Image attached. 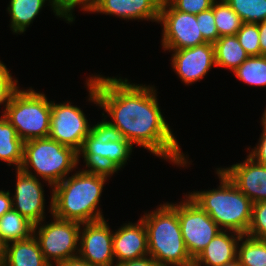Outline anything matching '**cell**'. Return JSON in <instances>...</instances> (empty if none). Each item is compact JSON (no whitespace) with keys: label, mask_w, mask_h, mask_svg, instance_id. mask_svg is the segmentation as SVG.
<instances>
[{"label":"cell","mask_w":266,"mask_h":266,"mask_svg":"<svg viewBox=\"0 0 266 266\" xmlns=\"http://www.w3.org/2000/svg\"><path fill=\"white\" fill-rule=\"evenodd\" d=\"M88 101L94 102L107 115L132 145L149 150L178 167L190 165L178 140L165 120L155 86L130 83L128 79L91 75L86 81Z\"/></svg>","instance_id":"obj_1"},{"label":"cell","mask_w":266,"mask_h":266,"mask_svg":"<svg viewBox=\"0 0 266 266\" xmlns=\"http://www.w3.org/2000/svg\"><path fill=\"white\" fill-rule=\"evenodd\" d=\"M113 173L81 169L52 187L49 212L57 218L88 223L104 219L98 206L105 182Z\"/></svg>","instance_id":"obj_2"},{"label":"cell","mask_w":266,"mask_h":266,"mask_svg":"<svg viewBox=\"0 0 266 266\" xmlns=\"http://www.w3.org/2000/svg\"><path fill=\"white\" fill-rule=\"evenodd\" d=\"M219 187L187 194L224 231L245 235L252 218V201L245 196L228 176L216 168Z\"/></svg>","instance_id":"obj_3"},{"label":"cell","mask_w":266,"mask_h":266,"mask_svg":"<svg viewBox=\"0 0 266 266\" xmlns=\"http://www.w3.org/2000/svg\"><path fill=\"white\" fill-rule=\"evenodd\" d=\"M146 230L148 255L160 266H193L182 233L177 211L165 202L141 216Z\"/></svg>","instance_id":"obj_4"},{"label":"cell","mask_w":266,"mask_h":266,"mask_svg":"<svg viewBox=\"0 0 266 266\" xmlns=\"http://www.w3.org/2000/svg\"><path fill=\"white\" fill-rule=\"evenodd\" d=\"M77 167L78 153L50 137L31 139L23 144V161L20 169L40 177L51 186V189Z\"/></svg>","instance_id":"obj_5"},{"label":"cell","mask_w":266,"mask_h":266,"mask_svg":"<svg viewBox=\"0 0 266 266\" xmlns=\"http://www.w3.org/2000/svg\"><path fill=\"white\" fill-rule=\"evenodd\" d=\"M133 145L123 138L121 131L112 126L106 118L92 125L78 153L84 158L86 168L109 171L113 174L127 164Z\"/></svg>","instance_id":"obj_6"},{"label":"cell","mask_w":266,"mask_h":266,"mask_svg":"<svg viewBox=\"0 0 266 266\" xmlns=\"http://www.w3.org/2000/svg\"><path fill=\"white\" fill-rule=\"evenodd\" d=\"M50 115L51 101L32 87L23 90L19 87L3 114L24 142L49 137Z\"/></svg>","instance_id":"obj_7"},{"label":"cell","mask_w":266,"mask_h":266,"mask_svg":"<svg viewBox=\"0 0 266 266\" xmlns=\"http://www.w3.org/2000/svg\"><path fill=\"white\" fill-rule=\"evenodd\" d=\"M49 224L41 221L34 225L36 237L45 260L51 265L78 256L81 223L64 220L52 215ZM44 223V224H42Z\"/></svg>","instance_id":"obj_8"},{"label":"cell","mask_w":266,"mask_h":266,"mask_svg":"<svg viewBox=\"0 0 266 266\" xmlns=\"http://www.w3.org/2000/svg\"><path fill=\"white\" fill-rule=\"evenodd\" d=\"M185 200L169 204L177 211L181 233L190 256L195 259L209 242L222 231L187 194Z\"/></svg>","instance_id":"obj_9"},{"label":"cell","mask_w":266,"mask_h":266,"mask_svg":"<svg viewBox=\"0 0 266 266\" xmlns=\"http://www.w3.org/2000/svg\"><path fill=\"white\" fill-rule=\"evenodd\" d=\"M159 23L163 27L161 45L164 51L207 43L200 32L196 15L176 10L167 0H162Z\"/></svg>","instance_id":"obj_10"},{"label":"cell","mask_w":266,"mask_h":266,"mask_svg":"<svg viewBox=\"0 0 266 266\" xmlns=\"http://www.w3.org/2000/svg\"><path fill=\"white\" fill-rule=\"evenodd\" d=\"M71 104L70 101L60 104L51 101L49 137L78 152L92 125L83 110Z\"/></svg>","instance_id":"obj_11"},{"label":"cell","mask_w":266,"mask_h":266,"mask_svg":"<svg viewBox=\"0 0 266 266\" xmlns=\"http://www.w3.org/2000/svg\"><path fill=\"white\" fill-rule=\"evenodd\" d=\"M81 225L78 256L94 266H115L113 231L106 219Z\"/></svg>","instance_id":"obj_12"},{"label":"cell","mask_w":266,"mask_h":266,"mask_svg":"<svg viewBox=\"0 0 266 266\" xmlns=\"http://www.w3.org/2000/svg\"><path fill=\"white\" fill-rule=\"evenodd\" d=\"M15 193L12 209L18 211L33 225L45 221V195L40 178L16 169Z\"/></svg>","instance_id":"obj_13"},{"label":"cell","mask_w":266,"mask_h":266,"mask_svg":"<svg viewBox=\"0 0 266 266\" xmlns=\"http://www.w3.org/2000/svg\"><path fill=\"white\" fill-rule=\"evenodd\" d=\"M173 52L171 66L185 85L201 81L216 66L214 46L204 43L191 48L169 50Z\"/></svg>","instance_id":"obj_14"},{"label":"cell","mask_w":266,"mask_h":266,"mask_svg":"<svg viewBox=\"0 0 266 266\" xmlns=\"http://www.w3.org/2000/svg\"><path fill=\"white\" fill-rule=\"evenodd\" d=\"M246 157L241 163L219 169L253 204L266 201V166L256 162L249 155Z\"/></svg>","instance_id":"obj_15"},{"label":"cell","mask_w":266,"mask_h":266,"mask_svg":"<svg viewBox=\"0 0 266 266\" xmlns=\"http://www.w3.org/2000/svg\"><path fill=\"white\" fill-rule=\"evenodd\" d=\"M123 225V226H122ZM113 231V252L116 264L148 255L147 230L140 218L136 223H123Z\"/></svg>","instance_id":"obj_16"},{"label":"cell","mask_w":266,"mask_h":266,"mask_svg":"<svg viewBox=\"0 0 266 266\" xmlns=\"http://www.w3.org/2000/svg\"><path fill=\"white\" fill-rule=\"evenodd\" d=\"M162 0H96L91 13L159 22Z\"/></svg>","instance_id":"obj_17"},{"label":"cell","mask_w":266,"mask_h":266,"mask_svg":"<svg viewBox=\"0 0 266 266\" xmlns=\"http://www.w3.org/2000/svg\"><path fill=\"white\" fill-rule=\"evenodd\" d=\"M241 236L233 231H220L194 259L193 266H222L236 260Z\"/></svg>","instance_id":"obj_18"},{"label":"cell","mask_w":266,"mask_h":266,"mask_svg":"<svg viewBox=\"0 0 266 266\" xmlns=\"http://www.w3.org/2000/svg\"><path fill=\"white\" fill-rule=\"evenodd\" d=\"M4 266H51L34 235L6 244Z\"/></svg>","instance_id":"obj_19"},{"label":"cell","mask_w":266,"mask_h":266,"mask_svg":"<svg viewBox=\"0 0 266 266\" xmlns=\"http://www.w3.org/2000/svg\"><path fill=\"white\" fill-rule=\"evenodd\" d=\"M46 1L50 0H10L7 13L10 16V28L13 34H22L39 15Z\"/></svg>","instance_id":"obj_20"},{"label":"cell","mask_w":266,"mask_h":266,"mask_svg":"<svg viewBox=\"0 0 266 266\" xmlns=\"http://www.w3.org/2000/svg\"><path fill=\"white\" fill-rule=\"evenodd\" d=\"M213 46L217 68L222 67L233 72L249 57L236 35L219 37Z\"/></svg>","instance_id":"obj_21"},{"label":"cell","mask_w":266,"mask_h":266,"mask_svg":"<svg viewBox=\"0 0 266 266\" xmlns=\"http://www.w3.org/2000/svg\"><path fill=\"white\" fill-rule=\"evenodd\" d=\"M24 141L18 137L16 129L8 120L0 116V160L20 169L23 161Z\"/></svg>","instance_id":"obj_22"},{"label":"cell","mask_w":266,"mask_h":266,"mask_svg":"<svg viewBox=\"0 0 266 266\" xmlns=\"http://www.w3.org/2000/svg\"><path fill=\"white\" fill-rule=\"evenodd\" d=\"M33 227L18 211L11 209L0 217V239L5 244L27 239L33 235Z\"/></svg>","instance_id":"obj_23"},{"label":"cell","mask_w":266,"mask_h":266,"mask_svg":"<svg viewBox=\"0 0 266 266\" xmlns=\"http://www.w3.org/2000/svg\"><path fill=\"white\" fill-rule=\"evenodd\" d=\"M239 242L237 259L241 266H266V239H257L245 234Z\"/></svg>","instance_id":"obj_24"},{"label":"cell","mask_w":266,"mask_h":266,"mask_svg":"<svg viewBox=\"0 0 266 266\" xmlns=\"http://www.w3.org/2000/svg\"><path fill=\"white\" fill-rule=\"evenodd\" d=\"M233 74L243 83L266 87V56H249Z\"/></svg>","instance_id":"obj_25"},{"label":"cell","mask_w":266,"mask_h":266,"mask_svg":"<svg viewBox=\"0 0 266 266\" xmlns=\"http://www.w3.org/2000/svg\"><path fill=\"white\" fill-rule=\"evenodd\" d=\"M215 24L220 37L236 35L243 22L239 15L225 0H216L213 3Z\"/></svg>","instance_id":"obj_26"},{"label":"cell","mask_w":266,"mask_h":266,"mask_svg":"<svg viewBox=\"0 0 266 266\" xmlns=\"http://www.w3.org/2000/svg\"><path fill=\"white\" fill-rule=\"evenodd\" d=\"M243 23L257 24L266 20V0H225Z\"/></svg>","instance_id":"obj_27"},{"label":"cell","mask_w":266,"mask_h":266,"mask_svg":"<svg viewBox=\"0 0 266 266\" xmlns=\"http://www.w3.org/2000/svg\"><path fill=\"white\" fill-rule=\"evenodd\" d=\"M51 6L55 16L65 19L67 23L75 21L73 10L76 7H81V10L91 13L96 4V0H50Z\"/></svg>","instance_id":"obj_28"},{"label":"cell","mask_w":266,"mask_h":266,"mask_svg":"<svg viewBox=\"0 0 266 266\" xmlns=\"http://www.w3.org/2000/svg\"><path fill=\"white\" fill-rule=\"evenodd\" d=\"M236 37L249 56L260 55L258 24L243 23Z\"/></svg>","instance_id":"obj_29"},{"label":"cell","mask_w":266,"mask_h":266,"mask_svg":"<svg viewBox=\"0 0 266 266\" xmlns=\"http://www.w3.org/2000/svg\"><path fill=\"white\" fill-rule=\"evenodd\" d=\"M246 235L257 239H266V201L252 205V218Z\"/></svg>","instance_id":"obj_30"},{"label":"cell","mask_w":266,"mask_h":266,"mask_svg":"<svg viewBox=\"0 0 266 266\" xmlns=\"http://www.w3.org/2000/svg\"><path fill=\"white\" fill-rule=\"evenodd\" d=\"M18 88V80L13 78L6 65L0 61V105L4 107L2 115L9 105L12 95Z\"/></svg>","instance_id":"obj_31"},{"label":"cell","mask_w":266,"mask_h":266,"mask_svg":"<svg viewBox=\"0 0 266 266\" xmlns=\"http://www.w3.org/2000/svg\"><path fill=\"white\" fill-rule=\"evenodd\" d=\"M199 22L200 32L207 43L214 44L220 37L215 24L213 5L210 9L200 12L196 15Z\"/></svg>","instance_id":"obj_32"},{"label":"cell","mask_w":266,"mask_h":266,"mask_svg":"<svg viewBox=\"0 0 266 266\" xmlns=\"http://www.w3.org/2000/svg\"><path fill=\"white\" fill-rule=\"evenodd\" d=\"M176 10L183 13L199 14L212 7L216 0H167Z\"/></svg>","instance_id":"obj_33"},{"label":"cell","mask_w":266,"mask_h":266,"mask_svg":"<svg viewBox=\"0 0 266 266\" xmlns=\"http://www.w3.org/2000/svg\"><path fill=\"white\" fill-rule=\"evenodd\" d=\"M261 123L263 131L259 138L258 144H256L254 149L252 148L248 155L256 162L266 166V123H263L262 121Z\"/></svg>","instance_id":"obj_34"},{"label":"cell","mask_w":266,"mask_h":266,"mask_svg":"<svg viewBox=\"0 0 266 266\" xmlns=\"http://www.w3.org/2000/svg\"><path fill=\"white\" fill-rule=\"evenodd\" d=\"M115 266H160L151 256L147 255L138 259L124 261Z\"/></svg>","instance_id":"obj_35"},{"label":"cell","mask_w":266,"mask_h":266,"mask_svg":"<svg viewBox=\"0 0 266 266\" xmlns=\"http://www.w3.org/2000/svg\"><path fill=\"white\" fill-rule=\"evenodd\" d=\"M12 209V197L10 191L0 190V217Z\"/></svg>","instance_id":"obj_36"},{"label":"cell","mask_w":266,"mask_h":266,"mask_svg":"<svg viewBox=\"0 0 266 266\" xmlns=\"http://www.w3.org/2000/svg\"><path fill=\"white\" fill-rule=\"evenodd\" d=\"M257 24L259 29L260 55L266 56V20Z\"/></svg>","instance_id":"obj_37"},{"label":"cell","mask_w":266,"mask_h":266,"mask_svg":"<svg viewBox=\"0 0 266 266\" xmlns=\"http://www.w3.org/2000/svg\"><path fill=\"white\" fill-rule=\"evenodd\" d=\"M56 266H94V265L86 262L85 260H83L79 256H76V257L64 260V261L58 263Z\"/></svg>","instance_id":"obj_38"},{"label":"cell","mask_w":266,"mask_h":266,"mask_svg":"<svg viewBox=\"0 0 266 266\" xmlns=\"http://www.w3.org/2000/svg\"><path fill=\"white\" fill-rule=\"evenodd\" d=\"M6 244L0 239V266L4 265Z\"/></svg>","instance_id":"obj_39"},{"label":"cell","mask_w":266,"mask_h":266,"mask_svg":"<svg viewBox=\"0 0 266 266\" xmlns=\"http://www.w3.org/2000/svg\"><path fill=\"white\" fill-rule=\"evenodd\" d=\"M222 266H241V265H240L238 259H236V260H234V261H232L230 263L224 264Z\"/></svg>","instance_id":"obj_40"},{"label":"cell","mask_w":266,"mask_h":266,"mask_svg":"<svg viewBox=\"0 0 266 266\" xmlns=\"http://www.w3.org/2000/svg\"><path fill=\"white\" fill-rule=\"evenodd\" d=\"M261 121H262L263 123H266V108H265V110H264V112H263V115H262Z\"/></svg>","instance_id":"obj_41"}]
</instances>
